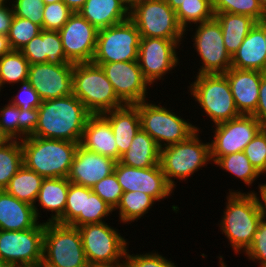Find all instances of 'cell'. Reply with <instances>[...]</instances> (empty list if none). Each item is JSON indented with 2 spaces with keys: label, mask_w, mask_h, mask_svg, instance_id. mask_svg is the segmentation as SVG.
Masks as SVG:
<instances>
[{
  "label": "cell",
  "mask_w": 266,
  "mask_h": 267,
  "mask_svg": "<svg viewBox=\"0 0 266 267\" xmlns=\"http://www.w3.org/2000/svg\"><path fill=\"white\" fill-rule=\"evenodd\" d=\"M214 13H232L250 16L257 22L266 18V11L257 0H212Z\"/></svg>",
  "instance_id": "obj_37"
},
{
  "label": "cell",
  "mask_w": 266,
  "mask_h": 267,
  "mask_svg": "<svg viewBox=\"0 0 266 267\" xmlns=\"http://www.w3.org/2000/svg\"><path fill=\"white\" fill-rule=\"evenodd\" d=\"M73 13L63 1L44 5L42 29L59 31Z\"/></svg>",
  "instance_id": "obj_40"
},
{
  "label": "cell",
  "mask_w": 266,
  "mask_h": 267,
  "mask_svg": "<svg viewBox=\"0 0 266 267\" xmlns=\"http://www.w3.org/2000/svg\"><path fill=\"white\" fill-rule=\"evenodd\" d=\"M70 181L67 178H44L40 191L38 192L34 210L38 219L41 217L37 207L42 210L51 211V218L46 223H57L64 215L67 194Z\"/></svg>",
  "instance_id": "obj_26"
},
{
  "label": "cell",
  "mask_w": 266,
  "mask_h": 267,
  "mask_svg": "<svg viewBox=\"0 0 266 267\" xmlns=\"http://www.w3.org/2000/svg\"><path fill=\"white\" fill-rule=\"evenodd\" d=\"M21 86L16 96H11L9 101L20 109L29 110L38 108L42 100L36 90L30 85L28 80L19 83ZM13 97V98H12Z\"/></svg>",
  "instance_id": "obj_49"
},
{
  "label": "cell",
  "mask_w": 266,
  "mask_h": 267,
  "mask_svg": "<svg viewBox=\"0 0 266 267\" xmlns=\"http://www.w3.org/2000/svg\"><path fill=\"white\" fill-rule=\"evenodd\" d=\"M73 94L91 114H103L125 105L100 65L93 62L74 64Z\"/></svg>",
  "instance_id": "obj_4"
},
{
  "label": "cell",
  "mask_w": 266,
  "mask_h": 267,
  "mask_svg": "<svg viewBox=\"0 0 266 267\" xmlns=\"http://www.w3.org/2000/svg\"><path fill=\"white\" fill-rule=\"evenodd\" d=\"M168 5L174 10L176 11L179 6L184 3L186 0H165Z\"/></svg>",
  "instance_id": "obj_57"
},
{
  "label": "cell",
  "mask_w": 266,
  "mask_h": 267,
  "mask_svg": "<svg viewBox=\"0 0 266 267\" xmlns=\"http://www.w3.org/2000/svg\"><path fill=\"white\" fill-rule=\"evenodd\" d=\"M78 12L98 30L130 18V10L121 0H86Z\"/></svg>",
  "instance_id": "obj_27"
},
{
  "label": "cell",
  "mask_w": 266,
  "mask_h": 267,
  "mask_svg": "<svg viewBox=\"0 0 266 267\" xmlns=\"http://www.w3.org/2000/svg\"><path fill=\"white\" fill-rule=\"evenodd\" d=\"M214 139L210 142V158L241 152L264 127L253 115H244L214 125Z\"/></svg>",
  "instance_id": "obj_15"
},
{
  "label": "cell",
  "mask_w": 266,
  "mask_h": 267,
  "mask_svg": "<svg viewBox=\"0 0 266 267\" xmlns=\"http://www.w3.org/2000/svg\"><path fill=\"white\" fill-rule=\"evenodd\" d=\"M262 8L266 11V0H257Z\"/></svg>",
  "instance_id": "obj_60"
},
{
  "label": "cell",
  "mask_w": 266,
  "mask_h": 267,
  "mask_svg": "<svg viewBox=\"0 0 266 267\" xmlns=\"http://www.w3.org/2000/svg\"><path fill=\"white\" fill-rule=\"evenodd\" d=\"M117 161L91 152L78 145L67 179L74 184L92 188L114 172Z\"/></svg>",
  "instance_id": "obj_20"
},
{
  "label": "cell",
  "mask_w": 266,
  "mask_h": 267,
  "mask_svg": "<svg viewBox=\"0 0 266 267\" xmlns=\"http://www.w3.org/2000/svg\"><path fill=\"white\" fill-rule=\"evenodd\" d=\"M182 40H168L156 37H141L138 50V64L144 78L153 86L157 80H164L167 73L179 65L178 52Z\"/></svg>",
  "instance_id": "obj_14"
},
{
  "label": "cell",
  "mask_w": 266,
  "mask_h": 267,
  "mask_svg": "<svg viewBox=\"0 0 266 267\" xmlns=\"http://www.w3.org/2000/svg\"><path fill=\"white\" fill-rule=\"evenodd\" d=\"M125 5L126 7L131 10L139 0H121Z\"/></svg>",
  "instance_id": "obj_58"
},
{
  "label": "cell",
  "mask_w": 266,
  "mask_h": 267,
  "mask_svg": "<svg viewBox=\"0 0 266 267\" xmlns=\"http://www.w3.org/2000/svg\"><path fill=\"white\" fill-rule=\"evenodd\" d=\"M128 251L127 248L124 256V265L126 267H176L174 262L169 261L156 251L155 253H137V255H131Z\"/></svg>",
  "instance_id": "obj_45"
},
{
  "label": "cell",
  "mask_w": 266,
  "mask_h": 267,
  "mask_svg": "<svg viewBox=\"0 0 266 267\" xmlns=\"http://www.w3.org/2000/svg\"><path fill=\"white\" fill-rule=\"evenodd\" d=\"M88 151L118 161V147L108 119L103 114H91L79 143Z\"/></svg>",
  "instance_id": "obj_23"
},
{
  "label": "cell",
  "mask_w": 266,
  "mask_h": 267,
  "mask_svg": "<svg viewBox=\"0 0 266 267\" xmlns=\"http://www.w3.org/2000/svg\"><path fill=\"white\" fill-rule=\"evenodd\" d=\"M103 115L108 119L114 133L119 161L141 129L138 108L135 105H124L121 108L105 112Z\"/></svg>",
  "instance_id": "obj_25"
},
{
  "label": "cell",
  "mask_w": 266,
  "mask_h": 267,
  "mask_svg": "<svg viewBox=\"0 0 266 267\" xmlns=\"http://www.w3.org/2000/svg\"><path fill=\"white\" fill-rule=\"evenodd\" d=\"M214 14L222 29L225 48L232 57L257 21L250 16L240 14Z\"/></svg>",
  "instance_id": "obj_29"
},
{
  "label": "cell",
  "mask_w": 266,
  "mask_h": 267,
  "mask_svg": "<svg viewBox=\"0 0 266 267\" xmlns=\"http://www.w3.org/2000/svg\"><path fill=\"white\" fill-rule=\"evenodd\" d=\"M264 73L230 68L224 75L229 81L235 106L240 114L252 115L259 100V87Z\"/></svg>",
  "instance_id": "obj_21"
},
{
  "label": "cell",
  "mask_w": 266,
  "mask_h": 267,
  "mask_svg": "<svg viewBox=\"0 0 266 267\" xmlns=\"http://www.w3.org/2000/svg\"><path fill=\"white\" fill-rule=\"evenodd\" d=\"M249 260L259 262L260 267L266 266V216L260 220L253 234L251 246L244 253Z\"/></svg>",
  "instance_id": "obj_44"
},
{
  "label": "cell",
  "mask_w": 266,
  "mask_h": 267,
  "mask_svg": "<svg viewBox=\"0 0 266 267\" xmlns=\"http://www.w3.org/2000/svg\"><path fill=\"white\" fill-rule=\"evenodd\" d=\"M78 229L90 267H115L124 264L129 243L118 229L106 222L86 224Z\"/></svg>",
  "instance_id": "obj_7"
},
{
  "label": "cell",
  "mask_w": 266,
  "mask_h": 267,
  "mask_svg": "<svg viewBox=\"0 0 266 267\" xmlns=\"http://www.w3.org/2000/svg\"><path fill=\"white\" fill-rule=\"evenodd\" d=\"M231 67L266 72V38L264 19L257 22L231 57Z\"/></svg>",
  "instance_id": "obj_22"
},
{
  "label": "cell",
  "mask_w": 266,
  "mask_h": 267,
  "mask_svg": "<svg viewBox=\"0 0 266 267\" xmlns=\"http://www.w3.org/2000/svg\"><path fill=\"white\" fill-rule=\"evenodd\" d=\"M175 12L177 20L185 32L190 27L188 24H199L211 20L215 16L212 0H186Z\"/></svg>",
  "instance_id": "obj_34"
},
{
  "label": "cell",
  "mask_w": 266,
  "mask_h": 267,
  "mask_svg": "<svg viewBox=\"0 0 266 267\" xmlns=\"http://www.w3.org/2000/svg\"><path fill=\"white\" fill-rule=\"evenodd\" d=\"M98 31L79 12H74L58 31L66 58L73 64L92 62Z\"/></svg>",
  "instance_id": "obj_16"
},
{
  "label": "cell",
  "mask_w": 266,
  "mask_h": 267,
  "mask_svg": "<svg viewBox=\"0 0 266 267\" xmlns=\"http://www.w3.org/2000/svg\"><path fill=\"white\" fill-rule=\"evenodd\" d=\"M21 109L10 101L0 108V127L12 139L19 140V122Z\"/></svg>",
  "instance_id": "obj_46"
},
{
  "label": "cell",
  "mask_w": 266,
  "mask_h": 267,
  "mask_svg": "<svg viewBox=\"0 0 266 267\" xmlns=\"http://www.w3.org/2000/svg\"><path fill=\"white\" fill-rule=\"evenodd\" d=\"M13 13L17 17L29 19L42 28L44 3L42 0H12Z\"/></svg>",
  "instance_id": "obj_43"
},
{
  "label": "cell",
  "mask_w": 266,
  "mask_h": 267,
  "mask_svg": "<svg viewBox=\"0 0 266 267\" xmlns=\"http://www.w3.org/2000/svg\"><path fill=\"white\" fill-rule=\"evenodd\" d=\"M38 220L34 206L0 190V230H28L34 228Z\"/></svg>",
  "instance_id": "obj_24"
},
{
  "label": "cell",
  "mask_w": 266,
  "mask_h": 267,
  "mask_svg": "<svg viewBox=\"0 0 266 267\" xmlns=\"http://www.w3.org/2000/svg\"><path fill=\"white\" fill-rule=\"evenodd\" d=\"M258 195L254 191L242 193L229 189L226 196V207L219 227L235 253H245L251 246L253 234L264 216Z\"/></svg>",
  "instance_id": "obj_2"
},
{
  "label": "cell",
  "mask_w": 266,
  "mask_h": 267,
  "mask_svg": "<svg viewBox=\"0 0 266 267\" xmlns=\"http://www.w3.org/2000/svg\"><path fill=\"white\" fill-rule=\"evenodd\" d=\"M42 1L46 5V4L61 2L62 0H42Z\"/></svg>",
  "instance_id": "obj_59"
},
{
  "label": "cell",
  "mask_w": 266,
  "mask_h": 267,
  "mask_svg": "<svg viewBox=\"0 0 266 267\" xmlns=\"http://www.w3.org/2000/svg\"><path fill=\"white\" fill-rule=\"evenodd\" d=\"M79 143L28 136L21 140L23 164L43 178H67Z\"/></svg>",
  "instance_id": "obj_3"
},
{
  "label": "cell",
  "mask_w": 266,
  "mask_h": 267,
  "mask_svg": "<svg viewBox=\"0 0 266 267\" xmlns=\"http://www.w3.org/2000/svg\"><path fill=\"white\" fill-rule=\"evenodd\" d=\"M135 106L138 108L141 129L154 139L160 149L182 142L200 130L161 104L145 100Z\"/></svg>",
  "instance_id": "obj_9"
},
{
  "label": "cell",
  "mask_w": 266,
  "mask_h": 267,
  "mask_svg": "<svg viewBox=\"0 0 266 267\" xmlns=\"http://www.w3.org/2000/svg\"><path fill=\"white\" fill-rule=\"evenodd\" d=\"M264 37L266 38V18L264 19Z\"/></svg>",
  "instance_id": "obj_62"
},
{
  "label": "cell",
  "mask_w": 266,
  "mask_h": 267,
  "mask_svg": "<svg viewBox=\"0 0 266 267\" xmlns=\"http://www.w3.org/2000/svg\"><path fill=\"white\" fill-rule=\"evenodd\" d=\"M156 202L150 195L140 191L123 192L119 204L114 211L119 210V219L123 223L134 222L143 217Z\"/></svg>",
  "instance_id": "obj_31"
},
{
  "label": "cell",
  "mask_w": 266,
  "mask_h": 267,
  "mask_svg": "<svg viewBox=\"0 0 266 267\" xmlns=\"http://www.w3.org/2000/svg\"><path fill=\"white\" fill-rule=\"evenodd\" d=\"M23 166L21 141L11 140L0 148V190L5 189L10 179Z\"/></svg>",
  "instance_id": "obj_36"
},
{
  "label": "cell",
  "mask_w": 266,
  "mask_h": 267,
  "mask_svg": "<svg viewBox=\"0 0 266 267\" xmlns=\"http://www.w3.org/2000/svg\"><path fill=\"white\" fill-rule=\"evenodd\" d=\"M188 87L204 113L214 125L234 119L241 114L237 110L231 87L224 74L196 75L194 82Z\"/></svg>",
  "instance_id": "obj_8"
},
{
  "label": "cell",
  "mask_w": 266,
  "mask_h": 267,
  "mask_svg": "<svg viewBox=\"0 0 266 267\" xmlns=\"http://www.w3.org/2000/svg\"><path fill=\"white\" fill-rule=\"evenodd\" d=\"M90 115L74 94L42 101L38 107V123L31 136L80 143Z\"/></svg>",
  "instance_id": "obj_1"
},
{
  "label": "cell",
  "mask_w": 266,
  "mask_h": 267,
  "mask_svg": "<svg viewBox=\"0 0 266 267\" xmlns=\"http://www.w3.org/2000/svg\"><path fill=\"white\" fill-rule=\"evenodd\" d=\"M7 2H0V35H6L11 27V22L14 17L12 6L6 5Z\"/></svg>",
  "instance_id": "obj_52"
},
{
  "label": "cell",
  "mask_w": 266,
  "mask_h": 267,
  "mask_svg": "<svg viewBox=\"0 0 266 267\" xmlns=\"http://www.w3.org/2000/svg\"><path fill=\"white\" fill-rule=\"evenodd\" d=\"M20 52L31 64L47 63V54L45 53V30L33 37L26 45H24Z\"/></svg>",
  "instance_id": "obj_48"
},
{
  "label": "cell",
  "mask_w": 266,
  "mask_h": 267,
  "mask_svg": "<svg viewBox=\"0 0 266 267\" xmlns=\"http://www.w3.org/2000/svg\"><path fill=\"white\" fill-rule=\"evenodd\" d=\"M250 163L266 175V127H263L243 150Z\"/></svg>",
  "instance_id": "obj_41"
},
{
  "label": "cell",
  "mask_w": 266,
  "mask_h": 267,
  "mask_svg": "<svg viewBox=\"0 0 266 267\" xmlns=\"http://www.w3.org/2000/svg\"><path fill=\"white\" fill-rule=\"evenodd\" d=\"M258 187L260 193V196L258 197L261 203L263 214L266 216V184L262 183L261 185H258Z\"/></svg>",
  "instance_id": "obj_54"
},
{
  "label": "cell",
  "mask_w": 266,
  "mask_h": 267,
  "mask_svg": "<svg viewBox=\"0 0 266 267\" xmlns=\"http://www.w3.org/2000/svg\"><path fill=\"white\" fill-rule=\"evenodd\" d=\"M12 139L0 127V148L7 145Z\"/></svg>",
  "instance_id": "obj_56"
},
{
  "label": "cell",
  "mask_w": 266,
  "mask_h": 267,
  "mask_svg": "<svg viewBox=\"0 0 266 267\" xmlns=\"http://www.w3.org/2000/svg\"><path fill=\"white\" fill-rule=\"evenodd\" d=\"M130 19L135 23L140 37L184 40L186 35L176 12L165 0H139L130 10Z\"/></svg>",
  "instance_id": "obj_10"
},
{
  "label": "cell",
  "mask_w": 266,
  "mask_h": 267,
  "mask_svg": "<svg viewBox=\"0 0 266 267\" xmlns=\"http://www.w3.org/2000/svg\"><path fill=\"white\" fill-rule=\"evenodd\" d=\"M30 63L18 50L0 57V92L5 84H18L28 80Z\"/></svg>",
  "instance_id": "obj_32"
},
{
  "label": "cell",
  "mask_w": 266,
  "mask_h": 267,
  "mask_svg": "<svg viewBox=\"0 0 266 267\" xmlns=\"http://www.w3.org/2000/svg\"><path fill=\"white\" fill-rule=\"evenodd\" d=\"M84 204L85 186L70 182L64 215L57 223L70 225L80 214H84Z\"/></svg>",
  "instance_id": "obj_39"
},
{
  "label": "cell",
  "mask_w": 266,
  "mask_h": 267,
  "mask_svg": "<svg viewBox=\"0 0 266 267\" xmlns=\"http://www.w3.org/2000/svg\"><path fill=\"white\" fill-rule=\"evenodd\" d=\"M12 51L9 39L6 35H0V57Z\"/></svg>",
  "instance_id": "obj_53"
},
{
  "label": "cell",
  "mask_w": 266,
  "mask_h": 267,
  "mask_svg": "<svg viewBox=\"0 0 266 267\" xmlns=\"http://www.w3.org/2000/svg\"><path fill=\"white\" fill-rule=\"evenodd\" d=\"M140 33L129 18L119 24L99 29L93 63L137 61Z\"/></svg>",
  "instance_id": "obj_12"
},
{
  "label": "cell",
  "mask_w": 266,
  "mask_h": 267,
  "mask_svg": "<svg viewBox=\"0 0 266 267\" xmlns=\"http://www.w3.org/2000/svg\"><path fill=\"white\" fill-rule=\"evenodd\" d=\"M94 64L100 65L117 97L125 105H135L148 99L147 88L151 85L144 78L138 61Z\"/></svg>",
  "instance_id": "obj_17"
},
{
  "label": "cell",
  "mask_w": 266,
  "mask_h": 267,
  "mask_svg": "<svg viewBox=\"0 0 266 267\" xmlns=\"http://www.w3.org/2000/svg\"><path fill=\"white\" fill-rule=\"evenodd\" d=\"M115 267H126V266L124 264H122V265L115 266Z\"/></svg>",
  "instance_id": "obj_64"
},
{
  "label": "cell",
  "mask_w": 266,
  "mask_h": 267,
  "mask_svg": "<svg viewBox=\"0 0 266 267\" xmlns=\"http://www.w3.org/2000/svg\"><path fill=\"white\" fill-rule=\"evenodd\" d=\"M45 53L47 63H71L63 51L61 37L58 31L45 30Z\"/></svg>",
  "instance_id": "obj_47"
},
{
  "label": "cell",
  "mask_w": 266,
  "mask_h": 267,
  "mask_svg": "<svg viewBox=\"0 0 266 267\" xmlns=\"http://www.w3.org/2000/svg\"><path fill=\"white\" fill-rule=\"evenodd\" d=\"M72 11L78 12L86 0H62Z\"/></svg>",
  "instance_id": "obj_55"
},
{
  "label": "cell",
  "mask_w": 266,
  "mask_h": 267,
  "mask_svg": "<svg viewBox=\"0 0 266 267\" xmlns=\"http://www.w3.org/2000/svg\"><path fill=\"white\" fill-rule=\"evenodd\" d=\"M73 66V63L31 64L28 81L42 101L72 95Z\"/></svg>",
  "instance_id": "obj_18"
},
{
  "label": "cell",
  "mask_w": 266,
  "mask_h": 267,
  "mask_svg": "<svg viewBox=\"0 0 266 267\" xmlns=\"http://www.w3.org/2000/svg\"><path fill=\"white\" fill-rule=\"evenodd\" d=\"M198 134L196 130L186 140L160 149L159 164L173 189L176 188L175 179L187 180L211 161L210 142H201Z\"/></svg>",
  "instance_id": "obj_5"
},
{
  "label": "cell",
  "mask_w": 266,
  "mask_h": 267,
  "mask_svg": "<svg viewBox=\"0 0 266 267\" xmlns=\"http://www.w3.org/2000/svg\"><path fill=\"white\" fill-rule=\"evenodd\" d=\"M92 191L110 205L113 210L119 204L120 198L123 194L121 185L119 184L114 172L97 182L92 187Z\"/></svg>",
  "instance_id": "obj_42"
},
{
  "label": "cell",
  "mask_w": 266,
  "mask_h": 267,
  "mask_svg": "<svg viewBox=\"0 0 266 267\" xmlns=\"http://www.w3.org/2000/svg\"><path fill=\"white\" fill-rule=\"evenodd\" d=\"M196 26L193 48L202 61L196 75L226 73L231 68V56L225 48L220 23L214 17Z\"/></svg>",
  "instance_id": "obj_13"
},
{
  "label": "cell",
  "mask_w": 266,
  "mask_h": 267,
  "mask_svg": "<svg viewBox=\"0 0 266 267\" xmlns=\"http://www.w3.org/2000/svg\"><path fill=\"white\" fill-rule=\"evenodd\" d=\"M44 222L21 231L0 230V261L10 267H41Z\"/></svg>",
  "instance_id": "obj_11"
},
{
  "label": "cell",
  "mask_w": 266,
  "mask_h": 267,
  "mask_svg": "<svg viewBox=\"0 0 266 267\" xmlns=\"http://www.w3.org/2000/svg\"><path fill=\"white\" fill-rule=\"evenodd\" d=\"M44 178L35 171L28 169L24 164L10 179L5 191L18 200L36 205V198Z\"/></svg>",
  "instance_id": "obj_30"
},
{
  "label": "cell",
  "mask_w": 266,
  "mask_h": 267,
  "mask_svg": "<svg viewBox=\"0 0 266 267\" xmlns=\"http://www.w3.org/2000/svg\"><path fill=\"white\" fill-rule=\"evenodd\" d=\"M222 260H223V257L220 256V257H219V264H220V267H227V265L225 264V262H223Z\"/></svg>",
  "instance_id": "obj_61"
},
{
  "label": "cell",
  "mask_w": 266,
  "mask_h": 267,
  "mask_svg": "<svg viewBox=\"0 0 266 267\" xmlns=\"http://www.w3.org/2000/svg\"><path fill=\"white\" fill-rule=\"evenodd\" d=\"M114 173L123 192L140 191L155 201H161L168 199L174 191L166 181L160 164L149 168H133L117 161Z\"/></svg>",
  "instance_id": "obj_19"
},
{
  "label": "cell",
  "mask_w": 266,
  "mask_h": 267,
  "mask_svg": "<svg viewBox=\"0 0 266 267\" xmlns=\"http://www.w3.org/2000/svg\"><path fill=\"white\" fill-rule=\"evenodd\" d=\"M119 162L133 168H149L159 165L160 148L148 133L140 129Z\"/></svg>",
  "instance_id": "obj_28"
},
{
  "label": "cell",
  "mask_w": 266,
  "mask_h": 267,
  "mask_svg": "<svg viewBox=\"0 0 266 267\" xmlns=\"http://www.w3.org/2000/svg\"><path fill=\"white\" fill-rule=\"evenodd\" d=\"M0 267H10L9 265L5 264L4 262L0 261Z\"/></svg>",
  "instance_id": "obj_63"
},
{
  "label": "cell",
  "mask_w": 266,
  "mask_h": 267,
  "mask_svg": "<svg viewBox=\"0 0 266 267\" xmlns=\"http://www.w3.org/2000/svg\"><path fill=\"white\" fill-rule=\"evenodd\" d=\"M42 28L29 19L14 15L11 27L7 34L12 50L20 51L33 37L41 32Z\"/></svg>",
  "instance_id": "obj_38"
},
{
  "label": "cell",
  "mask_w": 266,
  "mask_h": 267,
  "mask_svg": "<svg viewBox=\"0 0 266 267\" xmlns=\"http://www.w3.org/2000/svg\"><path fill=\"white\" fill-rule=\"evenodd\" d=\"M41 267H90L78 227L44 222Z\"/></svg>",
  "instance_id": "obj_6"
},
{
  "label": "cell",
  "mask_w": 266,
  "mask_h": 267,
  "mask_svg": "<svg viewBox=\"0 0 266 267\" xmlns=\"http://www.w3.org/2000/svg\"><path fill=\"white\" fill-rule=\"evenodd\" d=\"M213 164L231 173L232 176L234 175L236 178L241 179L249 187L261 175L250 163L243 151L219 157Z\"/></svg>",
  "instance_id": "obj_33"
},
{
  "label": "cell",
  "mask_w": 266,
  "mask_h": 267,
  "mask_svg": "<svg viewBox=\"0 0 266 267\" xmlns=\"http://www.w3.org/2000/svg\"><path fill=\"white\" fill-rule=\"evenodd\" d=\"M266 127V72L262 75L259 87V100L255 112L252 114Z\"/></svg>",
  "instance_id": "obj_51"
},
{
  "label": "cell",
  "mask_w": 266,
  "mask_h": 267,
  "mask_svg": "<svg viewBox=\"0 0 266 267\" xmlns=\"http://www.w3.org/2000/svg\"><path fill=\"white\" fill-rule=\"evenodd\" d=\"M19 122V141L31 136L35 132L38 123V108L29 110L21 109V121Z\"/></svg>",
  "instance_id": "obj_50"
},
{
  "label": "cell",
  "mask_w": 266,
  "mask_h": 267,
  "mask_svg": "<svg viewBox=\"0 0 266 267\" xmlns=\"http://www.w3.org/2000/svg\"><path fill=\"white\" fill-rule=\"evenodd\" d=\"M113 211L110 205L92 191V188L85 187L84 214H80L70 226L81 227L86 224L105 222V217Z\"/></svg>",
  "instance_id": "obj_35"
}]
</instances>
